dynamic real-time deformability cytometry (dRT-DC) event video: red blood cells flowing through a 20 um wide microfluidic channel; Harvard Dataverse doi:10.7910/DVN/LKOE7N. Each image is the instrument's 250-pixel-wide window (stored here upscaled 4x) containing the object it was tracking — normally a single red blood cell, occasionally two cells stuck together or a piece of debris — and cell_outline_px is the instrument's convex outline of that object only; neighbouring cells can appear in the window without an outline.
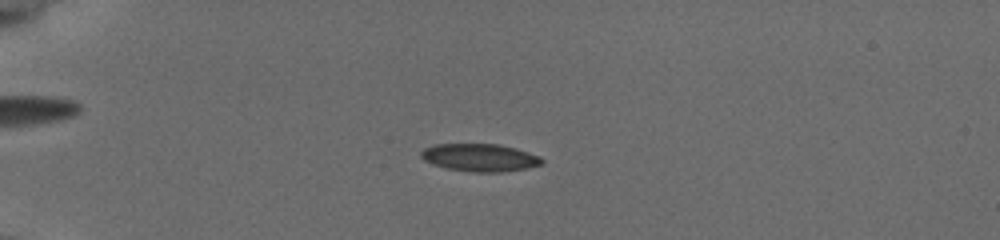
{"species": "common noctule bat (a hibernating species)", "species_latin": "Nyctalus noctula", "temperature_condition": "cold", "stored_images_in_passage": 57, "camera_frame_rate_fps": 3000, "um_per_image_px": 0.085, "animal": {"sex": "female", "body_mass_g": 19.5, "forearm_length_mm": 54.1}, "frame": {"image": 1, "passage_image": 17, "time_ms": 5.333, "image_size_px": [1000, 240], "cell_outline_px": [[544, 164], [524, 168], [500, 172], [472, 172], [444, 168], [432, 164], [424, 160], [420, 156], [420, 152], [424, 148], [436, 144], [496, 144], [516, 148], [540, 156], [544, 160]], "centroid_in_image_um": [40.77, 13.39], "position_along_channel_um": 44.2, "area_um2": 19.54}}
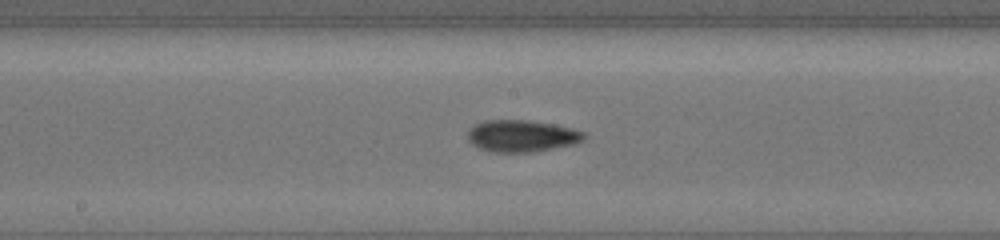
{"frame": {"image": 2, "passage_image": 33, "time_ms": 10.667, "image_size_px": [1000, 240], "cell_outline_px": [[584, 140], [576, 144], [532, 152], [492, 152], [480, 148], [472, 144], [468, 140], [468, 132], [476, 124], [484, 120], [528, 120], [552, 124], [572, 128], [584, 132]], "centroid_in_image_um": [44.36, 11.56], "position_along_channel_um": 203.8, "area_um2": 21.5}}
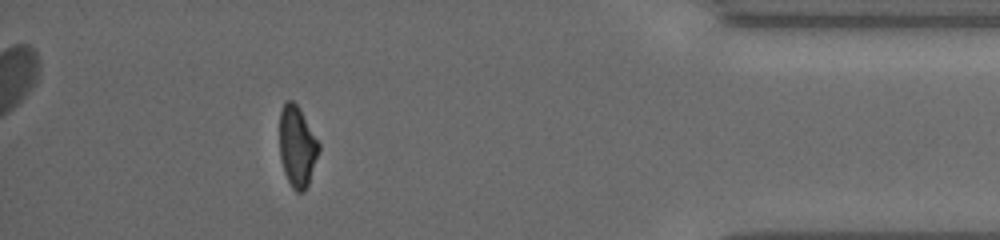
{"frame": {"image": 3, "passage_image": 52, "time_ms": 17.0, "image_size_px": [1000, 240], "cell_outline_px": [[320, 148], [308, 184], [304, 192], [296, 192], [292, 188], [284, 172], [280, 160], [280, 112], [284, 104], [288, 100], [292, 100], [300, 108], [320, 144]], "centroid_in_image_um": [25.26, 12.45], "position_along_channel_um": 409.9, "area_um2": 18.44}, "authors_computed_cell_mechanics": {"area_um2": 19.5942, "velocity_mm_per_s": 3.8352, "shape_relaxation_time_tau1_ms": 5.0608, "shape_relaxation_time_tau2_ms": 2.5938, "deformation_change_tau1": 0.128, "deformation_change_tau2": 0.0808}}